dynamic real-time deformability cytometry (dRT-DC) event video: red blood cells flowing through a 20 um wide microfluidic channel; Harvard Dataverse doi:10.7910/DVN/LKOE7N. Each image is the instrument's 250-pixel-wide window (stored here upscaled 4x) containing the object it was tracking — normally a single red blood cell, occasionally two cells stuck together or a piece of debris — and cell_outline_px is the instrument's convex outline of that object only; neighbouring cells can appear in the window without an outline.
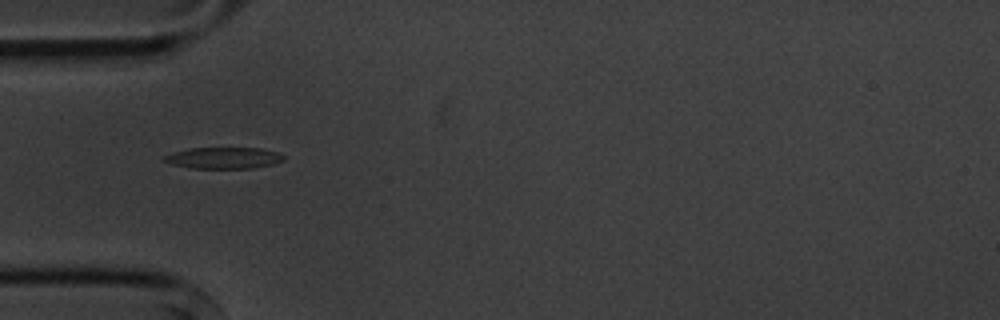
{"species": "common noctule bat (a hibernating species)", "species_latin": "Nyctalus noctula", "temperature_condition": "cold", "stored_images_in_passage": 6, "camera_frame_rate_fps": 3000, "um_per_image_px": 0.085, "animal": {"sex": "male", "body_mass_g": 20.1, "forearm_length_mm": 53.5}, "frame": {"image": 1, "passage_image": 5, "time_ms": 4.333, "image_size_px": [1000, 320], "cell_outline_px": [[284, 160], [272, 164], [252, 168], [188, 168], [172, 164], [164, 160], [164, 156], [172, 152], [192, 148], [260, 148], [276, 152], [284, 156]], "centroid_in_image_um": [19.0, 13.42], "position_along_channel_um": 66.0, "area_um2": 14.74}}
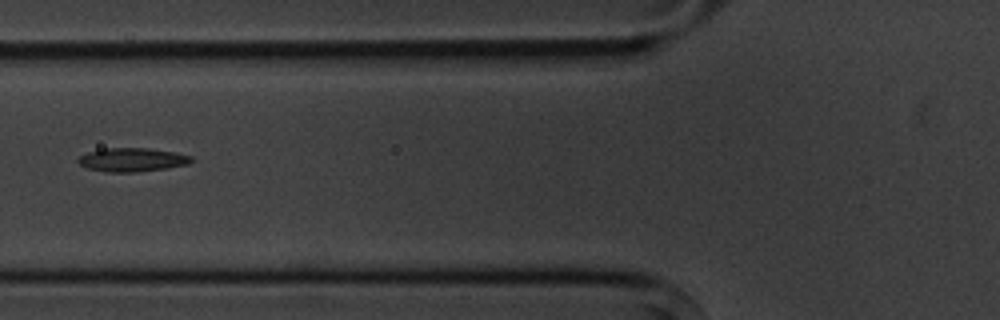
{"frame": {"image": 2, "passage_image": 6, "time_ms": 5.667, "image_size_px": [1000, 320], "cell_outline_px": [[192, 160], [188, 164], [168, 168], [136, 172], [108, 172], [88, 168], [80, 164], [76, 160], [80, 156], [88, 152], [104, 148], [148, 148], [176, 152], [192, 156]], "centroid_in_image_um": [11.25, 13.57], "position_along_channel_um": 114.6, "area_um2": 15.61}}